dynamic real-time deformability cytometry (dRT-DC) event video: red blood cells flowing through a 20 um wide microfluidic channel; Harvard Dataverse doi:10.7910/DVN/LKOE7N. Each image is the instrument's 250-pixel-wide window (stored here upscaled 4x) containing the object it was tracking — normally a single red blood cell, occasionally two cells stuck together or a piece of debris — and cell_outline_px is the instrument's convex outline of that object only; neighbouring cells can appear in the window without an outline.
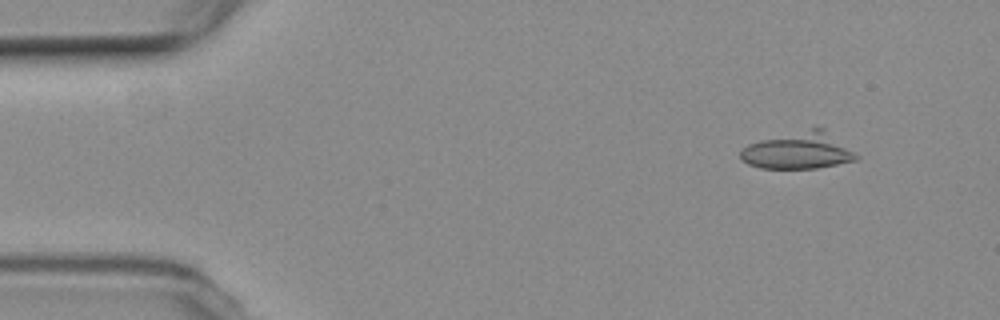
{"species": "common noctule bat (a hibernating species)", "species_latin": "Nyctalus noctula", "temperature_condition": "room temperature", "stored_images_in_passage": 6, "segment_of_instrument_passage": [1, 2], "camera_frame_rate_fps": 3000, "um_per_image_px": 0.085, "animal": {"sex": "female", "body_mass_g": 19.3, "forearm_length_mm": 54.1}, "frame": {"image": 1, "passage_image": 2, "time_ms": 1.0, "image_size_px": [1000, 320], "cell_outline_px": [[860, 156], [856, 160], [816, 168], [760, 168], [748, 164], [740, 160], [740, 152], [748, 144], [760, 140], [812, 128], [824, 128]], "centroid_in_image_um": [67.86, 12.82], "position_along_channel_um": 17.1, "area_um2": 24.45}}